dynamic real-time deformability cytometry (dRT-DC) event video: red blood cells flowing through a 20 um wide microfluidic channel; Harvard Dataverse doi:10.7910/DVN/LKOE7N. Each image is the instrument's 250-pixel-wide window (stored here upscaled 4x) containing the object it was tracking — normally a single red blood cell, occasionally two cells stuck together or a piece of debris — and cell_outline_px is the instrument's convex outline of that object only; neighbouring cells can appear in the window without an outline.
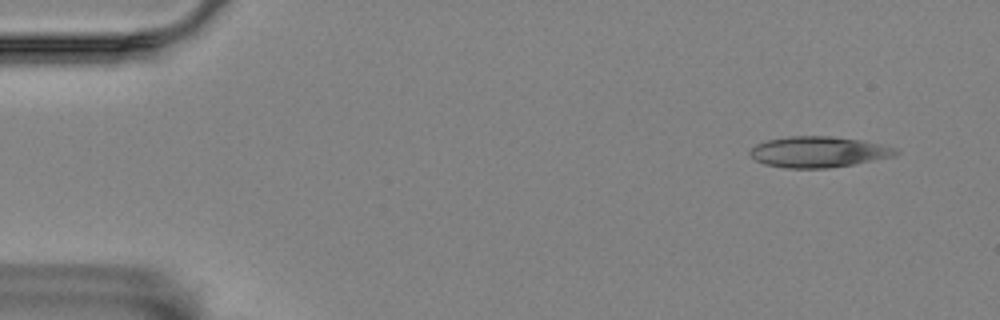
{"species": "Egyptian fruit bat (a non-hibernating species)", "species_latin": "Rousettus aegyptiacus", "temperature_condition": "room temperature", "stored_images_in_passage": 5, "camera_frame_rate_fps": 3000, "um_per_image_px": 0.085, "animal": {"sex": "female"}, "frame": {"image": 1, "passage_image": 1, "time_ms": 0.0, "image_size_px": [1000, 320], "cell_outline_px": [[900, 152], [892, 156], [852, 164], [828, 168], [784, 168], [764, 164], [756, 160], [748, 152], [756, 144], [768, 140], [788, 136], [828, 136], [860, 140], [880, 144], [896, 148]], "centroid_in_image_um": [69.53, 12.91], "position_along_channel_um": 15.5, "area_um2": 25.95}}